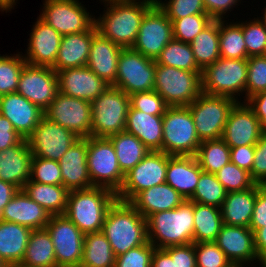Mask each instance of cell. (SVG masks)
Listing matches in <instances>:
<instances>
[{
    "instance_id": "obj_1",
    "label": "cell",
    "mask_w": 266,
    "mask_h": 267,
    "mask_svg": "<svg viewBox=\"0 0 266 267\" xmlns=\"http://www.w3.org/2000/svg\"><path fill=\"white\" fill-rule=\"evenodd\" d=\"M103 3L107 7L104 14L95 18L98 32L123 48H132L141 22L156 0H105Z\"/></svg>"
},
{
    "instance_id": "obj_2",
    "label": "cell",
    "mask_w": 266,
    "mask_h": 267,
    "mask_svg": "<svg viewBox=\"0 0 266 267\" xmlns=\"http://www.w3.org/2000/svg\"><path fill=\"white\" fill-rule=\"evenodd\" d=\"M101 232L116 257L148 241L147 219L129 202L118 199L109 207Z\"/></svg>"
},
{
    "instance_id": "obj_3",
    "label": "cell",
    "mask_w": 266,
    "mask_h": 267,
    "mask_svg": "<svg viewBox=\"0 0 266 267\" xmlns=\"http://www.w3.org/2000/svg\"><path fill=\"white\" fill-rule=\"evenodd\" d=\"M194 202L185 200L175 209L159 211L147 218V238L155 248L193 243Z\"/></svg>"
},
{
    "instance_id": "obj_4",
    "label": "cell",
    "mask_w": 266,
    "mask_h": 267,
    "mask_svg": "<svg viewBox=\"0 0 266 267\" xmlns=\"http://www.w3.org/2000/svg\"><path fill=\"white\" fill-rule=\"evenodd\" d=\"M116 194L103 187L69 191L64 215L84 234L100 232Z\"/></svg>"
},
{
    "instance_id": "obj_5",
    "label": "cell",
    "mask_w": 266,
    "mask_h": 267,
    "mask_svg": "<svg viewBox=\"0 0 266 267\" xmlns=\"http://www.w3.org/2000/svg\"><path fill=\"white\" fill-rule=\"evenodd\" d=\"M247 75V59L220 57L202 70V93L230 97L241 102L238 96L244 95V92L246 94Z\"/></svg>"
},
{
    "instance_id": "obj_6",
    "label": "cell",
    "mask_w": 266,
    "mask_h": 267,
    "mask_svg": "<svg viewBox=\"0 0 266 267\" xmlns=\"http://www.w3.org/2000/svg\"><path fill=\"white\" fill-rule=\"evenodd\" d=\"M201 142L189 107H167L163 115V152L171 156H195Z\"/></svg>"
},
{
    "instance_id": "obj_7",
    "label": "cell",
    "mask_w": 266,
    "mask_h": 267,
    "mask_svg": "<svg viewBox=\"0 0 266 267\" xmlns=\"http://www.w3.org/2000/svg\"><path fill=\"white\" fill-rule=\"evenodd\" d=\"M201 73L156 63L154 90L168 107L188 106L202 93Z\"/></svg>"
},
{
    "instance_id": "obj_8",
    "label": "cell",
    "mask_w": 266,
    "mask_h": 267,
    "mask_svg": "<svg viewBox=\"0 0 266 267\" xmlns=\"http://www.w3.org/2000/svg\"><path fill=\"white\" fill-rule=\"evenodd\" d=\"M129 107V95L110 85L91 102V136L108 138L125 131Z\"/></svg>"
},
{
    "instance_id": "obj_9",
    "label": "cell",
    "mask_w": 266,
    "mask_h": 267,
    "mask_svg": "<svg viewBox=\"0 0 266 267\" xmlns=\"http://www.w3.org/2000/svg\"><path fill=\"white\" fill-rule=\"evenodd\" d=\"M87 166L92 187H103L117 194L123 185L122 173L114 146L109 138H87Z\"/></svg>"
},
{
    "instance_id": "obj_10",
    "label": "cell",
    "mask_w": 266,
    "mask_h": 267,
    "mask_svg": "<svg viewBox=\"0 0 266 267\" xmlns=\"http://www.w3.org/2000/svg\"><path fill=\"white\" fill-rule=\"evenodd\" d=\"M238 102L230 97L201 93L188 105L201 141L222 138L230 111Z\"/></svg>"
},
{
    "instance_id": "obj_11",
    "label": "cell",
    "mask_w": 266,
    "mask_h": 267,
    "mask_svg": "<svg viewBox=\"0 0 266 267\" xmlns=\"http://www.w3.org/2000/svg\"><path fill=\"white\" fill-rule=\"evenodd\" d=\"M156 61L132 48H123L118 58L115 82L111 85L128 95L154 90Z\"/></svg>"
},
{
    "instance_id": "obj_12",
    "label": "cell",
    "mask_w": 266,
    "mask_h": 267,
    "mask_svg": "<svg viewBox=\"0 0 266 267\" xmlns=\"http://www.w3.org/2000/svg\"><path fill=\"white\" fill-rule=\"evenodd\" d=\"M168 160V154L162 151H150L125 174L123 185L116 194V198L130 202L143 190L165 183Z\"/></svg>"
},
{
    "instance_id": "obj_13",
    "label": "cell",
    "mask_w": 266,
    "mask_h": 267,
    "mask_svg": "<svg viewBox=\"0 0 266 267\" xmlns=\"http://www.w3.org/2000/svg\"><path fill=\"white\" fill-rule=\"evenodd\" d=\"M49 232L58 267H79L83 256L84 233L65 215H51Z\"/></svg>"
},
{
    "instance_id": "obj_14",
    "label": "cell",
    "mask_w": 266,
    "mask_h": 267,
    "mask_svg": "<svg viewBox=\"0 0 266 267\" xmlns=\"http://www.w3.org/2000/svg\"><path fill=\"white\" fill-rule=\"evenodd\" d=\"M79 1L45 0L39 17L62 36L87 31L95 24V16Z\"/></svg>"
},
{
    "instance_id": "obj_15",
    "label": "cell",
    "mask_w": 266,
    "mask_h": 267,
    "mask_svg": "<svg viewBox=\"0 0 266 267\" xmlns=\"http://www.w3.org/2000/svg\"><path fill=\"white\" fill-rule=\"evenodd\" d=\"M44 117L72 131L79 138L91 136L92 110L89 101L58 92L44 111Z\"/></svg>"
},
{
    "instance_id": "obj_16",
    "label": "cell",
    "mask_w": 266,
    "mask_h": 267,
    "mask_svg": "<svg viewBox=\"0 0 266 267\" xmlns=\"http://www.w3.org/2000/svg\"><path fill=\"white\" fill-rule=\"evenodd\" d=\"M173 39V25L156 3L144 16L132 49L156 60Z\"/></svg>"
},
{
    "instance_id": "obj_17",
    "label": "cell",
    "mask_w": 266,
    "mask_h": 267,
    "mask_svg": "<svg viewBox=\"0 0 266 267\" xmlns=\"http://www.w3.org/2000/svg\"><path fill=\"white\" fill-rule=\"evenodd\" d=\"M79 139L72 131L43 117L26 140L32 156L59 161Z\"/></svg>"
},
{
    "instance_id": "obj_18",
    "label": "cell",
    "mask_w": 266,
    "mask_h": 267,
    "mask_svg": "<svg viewBox=\"0 0 266 267\" xmlns=\"http://www.w3.org/2000/svg\"><path fill=\"white\" fill-rule=\"evenodd\" d=\"M16 92L45 111L58 93L57 73L48 66L26 64Z\"/></svg>"
},
{
    "instance_id": "obj_19",
    "label": "cell",
    "mask_w": 266,
    "mask_h": 267,
    "mask_svg": "<svg viewBox=\"0 0 266 267\" xmlns=\"http://www.w3.org/2000/svg\"><path fill=\"white\" fill-rule=\"evenodd\" d=\"M58 92L92 102L109 86L87 66L64 69L57 72Z\"/></svg>"
},
{
    "instance_id": "obj_20",
    "label": "cell",
    "mask_w": 266,
    "mask_h": 267,
    "mask_svg": "<svg viewBox=\"0 0 266 267\" xmlns=\"http://www.w3.org/2000/svg\"><path fill=\"white\" fill-rule=\"evenodd\" d=\"M215 243L233 265L245 267L254 260L255 263L260 261L254 245V233L248 227L223 224Z\"/></svg>"
},
{
    "instance_id": "obj_21",
    "label": "cell",
    "mask_w": 266,
    "mask_h": 267,
    "mask_svg": "<svg viewBox=\"0 0 266 267\" xmlns=\"http://www.w3.org/2000/svg\"><path fill=\"white\" fill-rule=\"evenodd\" d=\"M262 135L260 121L245 102L230 111L222 139L230 147L255 145Z\"/></svg>"
},
{
    "instance_id": "obj_22",
    "label": "cell",
    "mask_w": 266,
    "mask_h": 267,
    "mask_svg": "<svg viewBox=\"0 0 266 267\" xmlns=\"http://www.w3.org/2000/svg\"><path fill=\"white\" fill-rule=\"evenodd\" d=\"M31 30L23 58L27 64L33 66L52 67L57 59L63 36L40 17L37 18Z\"/></svg>"
},
{
    "instance_id": "obj_23",
    "label": "cell",
    "mask_w": 266,
    "mask_h": 267,
    "mask_svg": "<svg viewBox=\"0 0 266 267\" xmlns=\"http://www.w3.org/2000/svg\"><path fill=\"white\" fill-rule=\"evenodd\" d=\"M0 114L12 123L22 139H27L44 117L43 110L17 92L0 96Z\"/></svg>"
},
{
    "instance_id": "obj_24",
    "label": "cell",
    "mask_w": 266,
    "mask_h": 267,
    "mask_svg": "<svg viewBox=\"0 0 266 267\" xmlns=\"http://www.w3.org/2000/svg\"><path fill=\"white\" fill-rule=\"evenodd\" d=\"M62 185L68 190H83L92 187L87 166V138H80L58 161Z\"/></svg>"
},
{
    "instance_id": "obj_25",
    "label": "cell",
    "mask_w": 266,
    "mask_h": 267,
    "mask_svg": "<svg viewBox=\"0 0 266 267\" xmlns=\"http://www.w3.org/2000/svg\"><path fill=\"white\" fill-rule=\"evenodd\" d=\"M50 217L48 211L32 200L23 189H19L3 208L0 220L14 222L36 230L45 228Z\"/></svg>"
},
{
    "instance_id": "obj_26",
    "label": "cell",
    "mask_w": 266,
    "mask_h": 267,
    "mask_svg": "<svg viewBox=\"0 0 266 267\" xmlns=\"http://www.w3.org/2000/svg\"><path fill=\"white\" fill-rule=\"evenodd\" d=\"M32 153L26 139L17 145L0 151V180L12 183L23 189L30 180Z\"/></svg>"
},
{
    "instance_id": "obj_27",
    "label": "cell",
    "mask_w": 266,
    "mask_h": 267,
    "mask_svg": "<svg viewBox=\"0 0 266 267\" xmlns=\"http://www.w3.org/2000/svg\"><path fill=\"white\" fill-rule=\"evenodd\" d=\"M97 32L94 24L87 31L64 35L57 59L51 68L57 73L64 69L87 66L91 42Z\"/></svg>"
},
{
    "instance_id": "obj_28",
    "label": "cell",
    "mask_w": 266,
    "mask_h": 267,
    "mask_svg": "<svg viewBox=\"0 0 266 267\" xmlns=\"http://www.w3.org/2000/svg\"><path fill=\"white\" fill-rule=\"evenodd\" d=\"M123 47L97 32L92 39L87 67L112 85L116 80L118 58Z\"/></svg>"
},
{
    "instance_id": "obj_29",
    "label": "cell",
    "mask_w": 266,
    "mask_h": 267,
    "mask_svg": "<svg viewBox=\"0 0 266 267\" xmlns=\"http://www.w3.org/2000/svg\"><path fill=\"white\" fill-rule=\"evenodd\" d=\"M202 171L195 156L169 155L166 183L189 200L196 190Z\"/></svg>"
},
{
    "instance_id": "obj_30",
    "label": "cell",
    "mask_w": 266,
    "mask_h": 267,
    "mask_svg": "<svg viewBox=\"0 0 266 267\" xmlns=\"http://www.w3.org/2000/svg\"><path fill=\"white\" fill-rule=\"evenodd\" d=\"M186 199L166 182L145 189L129 203L145 218L159 212L175 209Z\"/></svg>"
},
{
    "instance_id": "obj_31",
    "label": "cell",
    "mask_w": 266,
    "mask_h": 267,
    "mask_svg": "<svg viewBox=\"0 0 266 267\" xmlns=\"http://www.w3.org/2000/svg\"><path fill=\"white\" fill-rule=\"evenodd\" d=\"M125 131L136 136L150 151L163 152V116L129 107Z\"/></svg>"
},
{
    "instance_id": "obj_32",
    "label": "cell",
    "mask_w": 266,
    "mask_h": 267,
    "mask_svg": "<svg viewBox=\"0 0 266 267\" xmlns=\"http://www.w3.org/2000/svg\"><path fill=\"white\" fill-rule=\"evenodd\" d=\"M256 198L257 184L244 191L228 192L220 207L223 224L249 228Z\"/></svg>"
},
{
    "instance_id": "obj_33",
    "label": "cell",
    "mask_w": 266,
    "mask_h": 267,
    "mask_svg": "<svg viewBox=\"0 0 266 267\" xmlns=\"http://www.w3.org/2000/svg\"><path fill=\"white\" fill-rule=\"evenodd\" d=\"M32 229L0 220V257L9 266L21 263Z\"/></svg>"
},
{
    "instance_id": "obj_34",
    "label": "cell",
    "mask_w": 266,
    "mask_h": 267,
    "mask_svg": "<svg viewBox=\"0 0 266 267\" xmlns=\"http://www.w3.org/2000/svg\"><path fill=\"white\" fill-rule=\"evenodd\" d=\"M23 190L50 215H64L69 191L63 185L41 184L28 180Z\"/></svg>"
},
{
    "instance_id": "obj_35",
    "label": "cell",
    "mask_w": 266,
    "mask_h": 267,
    "mask_svg": "<svg viewBox=\"0 0 266 267\" xmlns=\"http://www.w3.org/2000/svg\"><path fill=\"white\" fill-rule=\"evenodd\" d=\"M21 264L31 267H58L53 242L46 228L32 230Z\"/></svg>"
},
{
    "instance_id": "obj_36",
    "label": "cell",
    "mask_w": 266,
    "mask_h": 267,
    "mask_svg": "<svg viewBox=\"0 0 266 267\" xmlns=\"http://www.w3.org/2000/svg\"><path fill=\"white\" fill-rule=\"evenodd\" d=\"M108 138L114 146L118 165L124 175L150 152L136 136L126 131L111 135Z\"/></svg>"
},
{
    "instance_id": "obj_37",
    "label": "cell",
    "mask_w": 266,
    "mask_h": 267,
    "mask_svg": "<svg viewBox=\"0 0 266 267\" xmlns=\"http://www.w3.org/2000/svg\"><path fill=\"white\" fill-rule=\"evenodd\" d=\"M115 261L111 245L101 231L84 234L83 256L79 267H114Z\"/></svg>"
},
{
    "instance_id": "obj_38",
    "label": "cell",
    "mask_w": 266,
    "mask_h": 267,
    "mask_svg": "<svg viewBox=\"0 0 266 267\" xmlns=\"http://www.w3.org/2000/svg\"><path fill=\"white\" fill-rule=\"evenodd\" d=\"M222 225L220 208L194 202L193 243L215 242Z\"/></svg>"
},
{
    "instance_id": "obj_39",
    "label": "cell",
    "mask_w": 266,
    "mask_h": 267,
    "mask_svg": "<svg viewBox=\"0 0 266 267\" xmlns=\"http://www.w3.org/2000/svg\"><path fill=\"white\" fill-rule=\"evenodd\" d=\"M197 65L203 70L213 64L219 53V20H213L190 43Z\"/></svg>"
},
{
    "instance_id": "obj_40",
    "label": "cell",
    "mask_w": 266,
    "mask_h": 267,
    "mask_svg": "<svg viewBox=\"0 0 266 267\" xmlns=\"http://www.w3.org/2000/svg\"><path fill=\"white\" fill-rule=\"evenodd\" d=\"M225 22H227V20H219L220 57L228 59H248L242 22H233V24Z\"/></svg>"
},
{
    "instance_id": "obj_41",
    "label": "cell",
    "mask_w": 266,
    "mask_h": 267,
    "mask_svg": "<svg viewBox=\"0 0 266 267\" xmlns=\"http://www.w3.org/2000/svg\"><path fill=\"white\" fill-rule=\"evenodd\" d=\"M195 158L203 171L215 174L231 161L230 147L222 138L204 140L201 142Z\"/></svg>"
},
{
    "instance_id": "obj_42",
    "label": "cell",
    "mask_w": 266,
    "mask_h": 267,
    "mask_svg": "<svg viewBox=\"0 0 266 267\" xmlns=\"http://www.w3.org/2000/svg\"><path fill=\"white\" fill-rule=\"evenodd\" d=\"M158 65H166L192 72H202L197 65L189 43L172 39L155 60Z\"/></svg>"
},
{
    "instance_id": "obj_43",
    "label": "cell",
    "mask_w": 266,
    "mask_h": 267,
    "mask_svg": "<svg viewBox=\"0 0 266 267\" xmlns=\"http://www.w3.org/2000/svg\"><path fill=\"white\" fill-rule=\"evenodd\" d=\"M226 194L227 192L218 181L216 174L202 171L196 190L189 201L220 208Z\"/></svg>"
},
{
    "instance_id": "obj_44",
    "label": "cell",
    "mask_w": 266,
    "mask_h": 267,
    "mask_svg": "<svg viewBox=\"0 0 266 267\" xmlns=\"http://www.w3.org/2000/svg\"><path fill=\"white\" fill-rule=\"evenodd\" d=\"M22 54H0V96L14 93L18 89L19 77L26 65Z\"/></svg>"
},
{
    "instance_id": "obj_45",
    "label": "cell",
    "mask_w": 266,
    "mask_h": 267,
    "mask_svg": "<svg viewBox=\"0 0 266 267\" xmlns=\"http://www.w3.org/2000/svg\"><path fill=\"white\" fill-rule=\"evenodd\" d=\"M169 20L173 25V38L189 44L213 21L208 14L189 15Z\"/></svg>"
},
{
    "instance_id": "obj_46",
    "label": "cell",
    "mask_w": 266,
    "mask_h": 267,
    "mask_svg": "<svg viewBox=\"0 0 266 267\" xmlns=\"http://www.w3.org/2000/svg\"><path fill=\"white\" fill-rule=\"evenodd\" d=\"M215 174L218 181L223 185L227 193L244 191L252 188L256 184L251 178L250 172L239 168L231 161L224 165Z\"/></svg>"
},
{
    "instance_id": "obj_47",
    "label": "cell",
    "mask_w": 266,
    "mask_h": 267,
    "mask_svg": "<svg viewBox=\"0 0 266 267\" xmlns=\"http://www.w3.org/2000/svg\"><path fill=\"white\" fill-rule=\"evenodd\" d=\"M253 20L242 23L248 57L266 55V27L259 18Z\"/></svg>"
},
{
    "instance_id": "obj_48",
    "label": "cell",
    "mask_w": 266,
    "mask_h": 267,
    "mask_svg": "<svg viewBox=\"0 0 266 267\" xmlns=\"http://www.w3.org/2000/svg\"><path fill=\"white\" fill-rule=\"evenodd\" d=\"M247 82L245 102L249 97L266 91V55L251 56L247 59Z\"/></svg>"
},
{
    "instance_id": "obj_49",
    "label": "cell",
    "mask_w": 266,
    "mask_h": 267,
    "mask_svg": "<svg viewBox=\"0 0 266 267\" xmlns=\"http://www.w3.org/2000/svg\"><path fill=\"white\" fill-rule=\"evenodd\" d=\"M30 180L41 184L62 185V174L58 161L32 156Z\"/></svg>"
},
{
    "instance_id": "obj_50",
    "label": "cell",
    "mask_w": 266,
    "mask_h": 267,
    "mask_svg": "<svg viewBox=\"0 0 266 267\" xmlns=\"http://www.w3.org/2000/svg\"><path fill=\"white\" fill-rule=\"evenodd\" d=\"M196 267H231L233 264L215 242L194 243Z\"/></svg>"
},
{
    "instance_id": "obj_51",
    "label": "cell",
    "mask_w": 266,
    "mask_h": 267,
    "mask_svg": "<svg viewBox=\"0 0 266 267\" xmlns=\"http://www.w3.org/2000/svg\"><path fill=\"white\" fill-rule=\"evenodd\" d=\"M129 99L131 108L149 115L163 116L168 107L155 90L134 93Z\"/></svg>"
},
{
    "instance_id": "obj_52",
    "label": "cell",
    "mask_w": 266,
    "mask_h": 267,
    "mask_svg": "<svg viewBox=\"0 0 266 267\" xmlns=\"http://www.w3.org/2000/svg\"><path fill=\"white\" fill-rule=\"evenodd\" d=\"M169 19H180L189 15L207 14L203 0H156Z\"/></svg>"
},
{
    "instance_id": "obj_53",
    "label": "cell",
    "mask_w": 266,
    "mask_h": 267,
    "mask_svg": "<svg viewBox=\"0 0 266 267\" xmlns=\"http://www.w3.org/2000/svg\"><path fill=\"white\" fill-rule=\"evenodd\" d=\"M155 247L147 241L116 257L114 267H151Z\"/></svg>"
},
{
    "instance_id": "obj_54",
    "label": "cell",
    "mask_w": 266,
    "mask_h": 267,
    "mask_svg": "<svg viewBox=\"0 0 266 267\" xmlns=\"http://www.w3.org/2000/svg\"><path fill=\"white\" fill-rule=\"evenodd\" d=\"M251 178L256 184L266 185V134L264 133L255 144Z\"/></svg>"
},
{
    "instance_id": "obj_55",
    "label": "cell",
    "mask_w": 266,
    "mask_h": 267,
    "mask_svg": "<svg viewBox=\"0 0 266 267\" xmlns=\"http://www.w3.org/2000/svg\"><path fill=\"white\" fill-rule=\"evenodd\" d=\"M174 261L175 267H196L194 243L163 248Z\"/></svg>"
},
{
    "instance_id": "obj_56",
    "label": "cell",
    "mask_w": 266,
    "mask_h": 267,
    "mask_svg": "<svg viewBox=\"0 0 266 267\" xmlns=\"http://www.w3.org/2000/svg\"><path fill=\"white\" fill-rule=\"evenodd\" d=\"M266 226V185L257 184V198L249 228L253 233Z\"/></svg>"
},
{
    "instance_id": "obj_57",
    "label": "cell",
    "mask_w": 266,
    "mask_h": 267,
    "mask_svg": "<svg viewBox=\"0 0 266 267\" xmlns=\"http://www.w3.org/2000/svg\"><path fill=\"white\" fill-rule=\"evenodd\" d=\"M255 145H247L230 148V159L239 168L250 172L254 161Z\"/></svg>"
},
{
    "instance_id": "obj_58",
    "label": "cell",
    "mask_w": 266,
    "mask_h": 267,
    "mask_svg": "<svg viewBox=\"0 0 266 267\" xmlns=\"http://www.w3.org/2000/svg\"><path fill=\"white\" fill-rule=\"evenodd\" d=\"M21 140L22 137L16 132L12 123L0 114V151L17 145Z\"/></svg>"
},
{
    "instance_id": "obj_59",
    "label": "cell",
    "mask_w": 266,
    "mask_h": 267,
    "mask_svg": "<svg viewBox=\"0 0 266 267\" xmlns=\"http://www.w3.org/2000/svg\"><path fill=\"white\" fill-rule=\"evenodd\" d=\"M206 13L213 20H224L228 11L238 5L241 0H203ZM225 14V15H224Z\"/></svg>"
},
{
    "instance_id": "obj_60",
    "label": "cell",
    "mask_w": 266,
    "mask_h": 267,
    "mask_svg": "<svg viewBox=\"0 0 266 267\" xmlns=\"http://www.w3.org/2000/svg\"><path fill=\"white\" fill-rule=\"evenodd\" d=\"M245 103L260 121L262 133L266 134V91L249 97Z\"/></svg>"
},
{
    "instance_id": "obj_61",
    "label": "cell",
    "mask_w": 266,
    "mask_h": 267,
    "mask_svg": "<svg viewBox=\"0 0 266 267\" xmlns=\"http://www.w3.org/2000/svg\"><path fill=\"white\" fill-rule=\"evenodd\" d=\"M254 245L261 267H266V226L254 232Z\"/></svg>"
},
{
    "instance_id": "obj_62",
    "label": "cell",
    "mask_w": 266,
    "mask_h": 267,
    "mask_svg": "<svg viewBox=\"0 0 266 267\" xmlns=\"http://www.w3.org/2000/svg\"><path fill=\"white\" fill-rule=\"evenodd\" d=\"M19 188L12 183L0 180V215L3 208L10 202Z\"/></svg>"
},
{
    "instance_id": "obj_63",
    "label": "cell",
    "mask_w": 266,
    "mask_h": 267,
    "mask_svg": "<svg viewBox=\"0 0 266 267\" xmlns=\"http://www.w3.org/2000/svg\"><path fill=\"white\" fill-rule=\"evenodd\" d=\"M151 267H175L171 256L163 248H155Z\"/></svg>"
},
{
    "instance_id": "obj_64",
    "label": "cell",
    "mask_w": 266,
    "mask_h": 267,
    "mask_svg": "<svg viewBox=\"0 0 266 267\" xmlns=\"http://www.w3.org/2000/svg\"><path fill=\"white\" fill-rule=\"evenodd\" d=\"M16 1L18 0H0V11H6V13L11 11V9H14Z\"/></svg>"
},
{
    "instance_id": "obj_65",
    "label": "cell",
    "mask_w": 266,
    "mask_h": 267,
    "mask_svg": "<svg viewBox=\"0 0 266 267\" xmlns=\"http://www.w3.org/2000/svg\"><path fill=\"white\" fill-rule=\"evenodd\" d=\"M264 15H263V17L261 16V21L264 23V25H265V27H266V7L264 8Z\"/></svg>"
},
{
    "instance_id": "obj_66",
    "label": "cell",
    "mask_w": 266,
    "mask_h": 267,
    "mask_svg": "<svg viewBox=\"0 0 266 267\" xmlns=\"http://www.w3.org/2000/svg\"><path fill=\"white\" fill-rule=\"evenodd\" d=\"M0 267H10V266L8 265L7 262H5V261L0 257Z\"/></svg>"
},
{
    "instance_id": "obj_67",
    "label": "cell",
    "mask_w": 266,
    "mask_h": 267,
    "mask_svg": "<svg viewBox=\"0 0 266 267\" xmlns=\"http://www.w3.org/2000/svg\"><path fill=\"white\" fill-rule=\"evenodd\" d=\"M10 267H31V266H27V265H23L21 263H17V264L11 265Z\"/></svg>"
},
{
    "instance_id": "obj_68",
    "label": "cell",
    "mask_w": 266,
    "mask_h": 267,
    "mask_svg": "<svg viewBox=\"0 0 266 267\" xmlns=\"http://www.w3.org/2000/svg\"><path fill=\"white\" fill-rule=\"evenodd\" d=\"M231 267H244V266H240V265H232Z\"/></svg>"
}]
</instances>
